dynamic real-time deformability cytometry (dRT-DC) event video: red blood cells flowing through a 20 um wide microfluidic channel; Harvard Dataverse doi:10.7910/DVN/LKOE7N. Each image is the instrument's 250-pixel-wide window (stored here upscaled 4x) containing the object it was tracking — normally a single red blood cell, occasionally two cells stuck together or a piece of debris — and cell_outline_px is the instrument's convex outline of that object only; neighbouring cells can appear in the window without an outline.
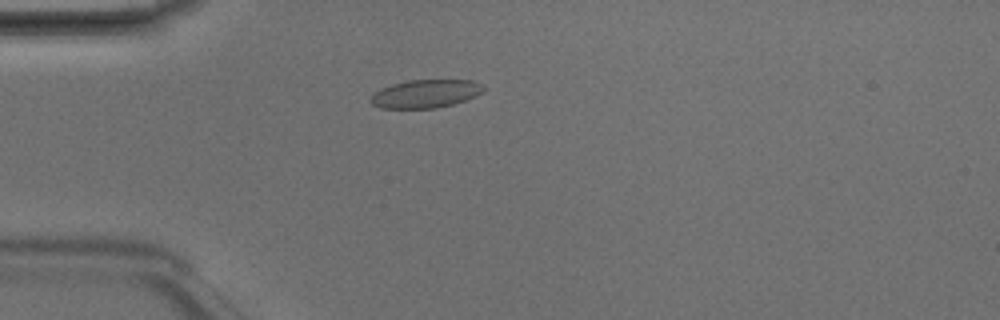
{"species": "Egyptian fruit bat (a non-hibernating species)", "species_latin": "Rousettus aegyptiacus", "temperature_condition": "room temperature", "stored_images_in_passage": 5, "camera_frame_rate_fps": 3000, "um_per_image_px": 0.085, "animal": {"sex": "male"}, "frame": {"image": 1, "passage_image": 4, "time_ms": 1.0, "image_size_px": [1000, 320], "cell_outline_px": [[484, 92], [476, 96], [452, 104], [436, 108], [380, 108], [372, 104], [368, 100], [380, 88], [392, 84], [408, 80], [472, 80], [484, 84]], "centroid_in_image_um": [36.18, 7.96], "position_along_channel_um": 48.8, "area_um2": 18.61}}